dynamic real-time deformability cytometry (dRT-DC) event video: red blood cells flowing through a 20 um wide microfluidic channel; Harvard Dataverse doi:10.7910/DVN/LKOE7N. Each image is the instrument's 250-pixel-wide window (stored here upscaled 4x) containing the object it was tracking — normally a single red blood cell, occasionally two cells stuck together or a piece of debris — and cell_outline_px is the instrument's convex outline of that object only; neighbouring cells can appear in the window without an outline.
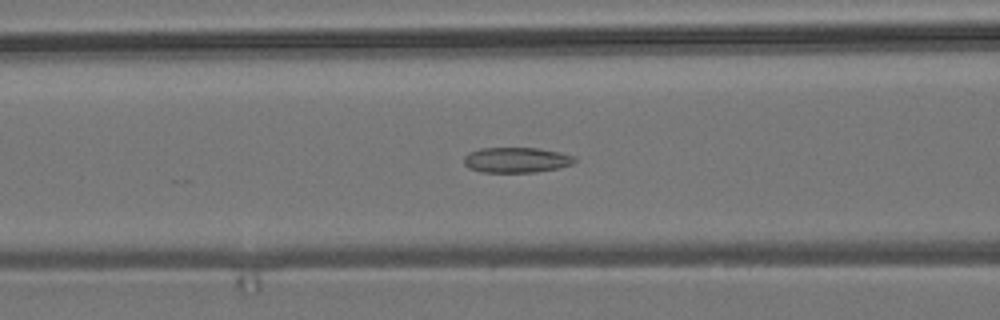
{"species": "common noctule bat (a hibernating species)", "species_latin": "Nyctalus noctula", "temperature_condition": "room temperature", "stored_images_in_passage": 45, "camera_frame_rate_fps": 3000, "um_per_image_px": 0.085, "animal": {"sex": "male", "body_mass_g": 19.2, "forearm_length_mm": 51.8}, "frame": {"image": 1, "passage_image": 23, "time_ms": 7.333, "image_size_px": [1000, 320], "cell_outline_px": [[576, 160], [572, 164], [560, 168], [536, 172], [480, 172], [468, 168], [464, 164], [464, 156], [468, 152], [480, 148], [540, 148], [560, 152], [576, 156]], "centroid_in_image_um": [43.9, 13.59], "position_along_channel_um": 122.7, "area_um2": 16.59}}
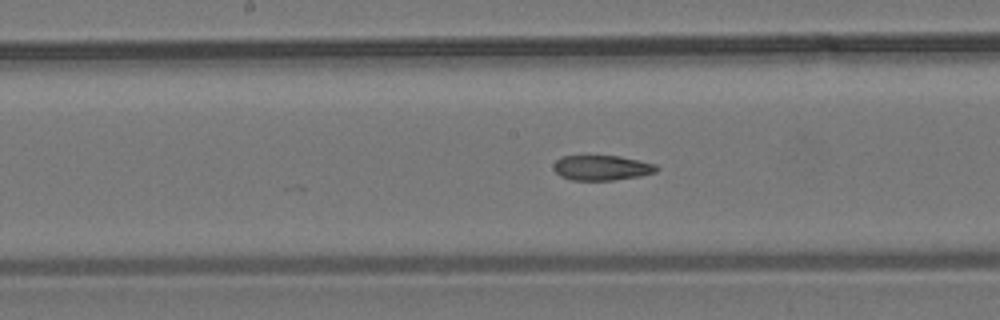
{"frame": {"image": 2, "passage_image": 29, "time_ms": 9.333, "image_size_px": [1000, 320], "cell_outline_px": [[660, 168], [656, 172], [640, 176], [612, 180], [572, 180], [560, 176], [552, 168], [552, 164], [556, 160], [564, 156], [620, 156], [656, 164]], "centroid_in_image_um": [51.15, 14.26], "position_along_channel_um": 197.1, "area_um2": 15.09}}
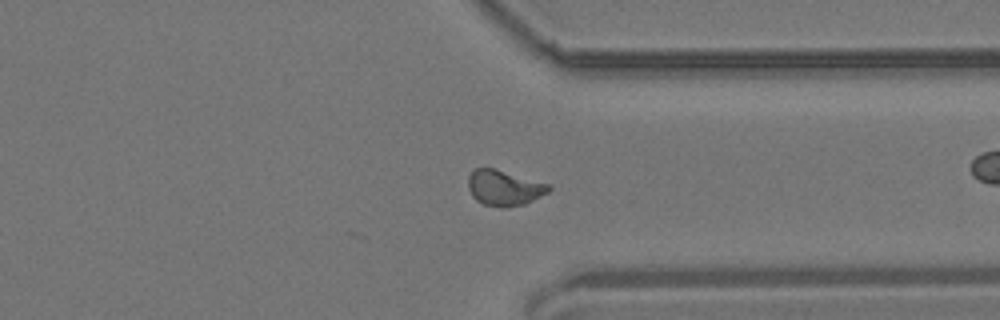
{"frame": {"image": 3, "passage_image": 43, "time_ms": 14.0, "image_size_px": [1000, 320], "cell_outline_px": [[552, 188], [548, 192], [524, 204], [504, 208], [500, 208], [484, 204], [476, 200], [472, 196], [468, 188], [468, 176], [472, 168], [496, 168], [548, 184]], "centroid_in_image_um": [42.81, 15.96], "position_along_channel_um": 368.6, "area_um2": 16.76}, "authors_computed_cell_mechanics": {"area_um2": 16.8776, "velocity_mm_per_s": 3.7101, "shape_relaxation_time_tau1_ms": null, "shape_relaxation_time_tau2_ms": 2.8001, "deformation_change_tau1": null, "deformation_change_tau2": 0.0878}}